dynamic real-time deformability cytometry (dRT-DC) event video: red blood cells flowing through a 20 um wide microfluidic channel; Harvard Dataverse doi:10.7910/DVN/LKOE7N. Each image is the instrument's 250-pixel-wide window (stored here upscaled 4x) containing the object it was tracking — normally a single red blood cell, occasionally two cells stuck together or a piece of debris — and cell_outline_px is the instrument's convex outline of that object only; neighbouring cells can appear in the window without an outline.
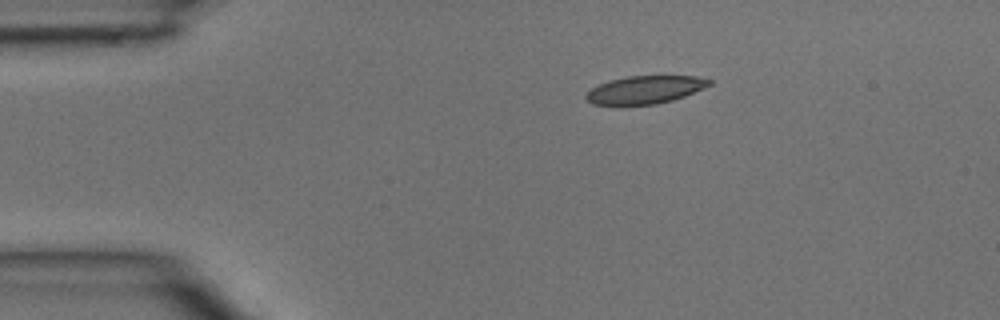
{"species": "common noctule bat (a hibernating species)", "species_latin": "Nyctalus noctula", "temperature_condition": "room temperature", "stored_images_in_passage": 2, "camera_frame_rate_fps": 3000, "um_per_image_px": 0.085, "animal": {"sex": "male", "body_mass_g": 15.6}, "frame": {"image": 1, "passage_image": 1, "time_ms": 0.0, "image_size_px": [1000, 320], "cell_outline_px": [[712, 84], [704, 88], [684, 96], [672, 100], [656, 104], [592, 104], [584, 96], [592, 88], [608, 80], [628, 76], [696, 76], [712, 80]], "centroid_in_image_um": [54.85, 7.61], "position_along_channel_um": 30.1, "area_um2": 19.77}}